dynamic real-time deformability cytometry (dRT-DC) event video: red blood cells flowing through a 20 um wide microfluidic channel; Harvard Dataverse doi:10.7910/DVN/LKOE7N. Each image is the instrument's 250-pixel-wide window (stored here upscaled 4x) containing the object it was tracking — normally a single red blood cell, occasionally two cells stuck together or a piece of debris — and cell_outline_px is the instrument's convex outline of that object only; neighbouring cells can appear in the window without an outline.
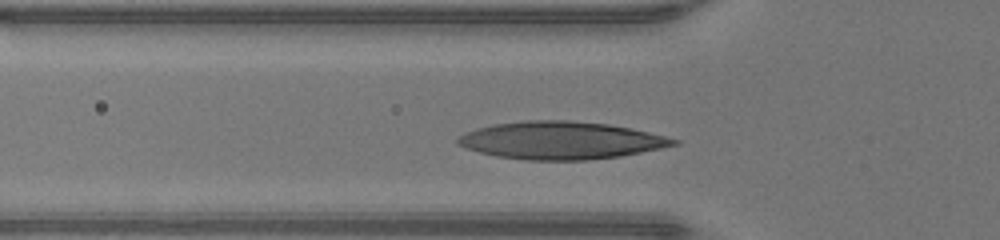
{"species": "human", "species_latin": "Homo sapiens", "temperature_condition": "warm", "stored_images_in_passage": 28, "camera_frame_rate_fps": 3000, "um_per_image_px": 0.085, "donor": {"sex": "male"}, "frame": {"image": 1, "passage_image": 6, "time_ms": 1.667, "image_size_px": [1000, 240], "cell_outline_px": [[680, 144], [620, 156], [588, 160], [528, 160], [496, 156], [480, 152], [456, 144], [456, 140], [464, 132], [476, 128], [492, 124], [528, 120], [568, 120], [608, 124], [632, 128], [680, 140]], "centroid_in_image_um": [47.66, 11.93], "position_along_channel_um": 78.1, "area_um2": 47.22}}
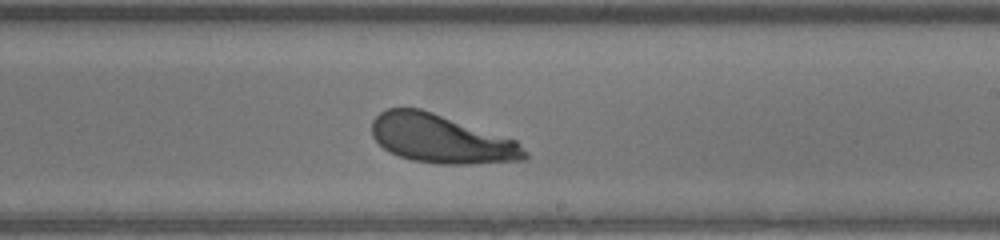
{"frame": {"image": 2, "passage_image": 18, "time_ms": 5.667, "image_size_px": [1000, 240], "cell_outline_px": [[528, 156], [524, 160], [468, 164], [440, 164], [412, 160], [400, 156], [384, 148], [372, 136], [372, 120], [380, 112], [388, 108], [420, 108], [516, 140], [528, 152]], "centroid_in_image_um": [37.51, 11.8], "position_along_channel_um": 251.5, "area_um2": 42.95}}
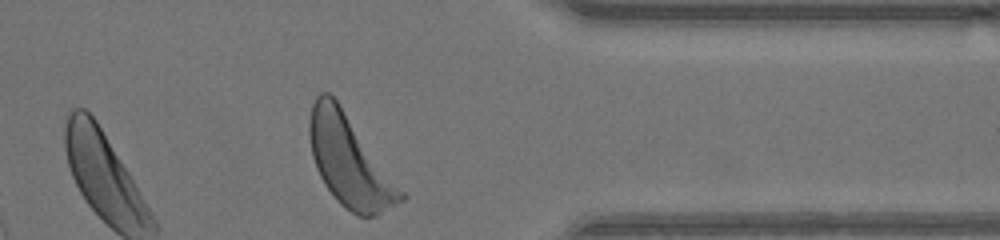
{"frame": {"image": 3, "passage_image": 28, "time_ms": 9.0, "image_size_px": [1000, 240], "cell_outline_px": [[408, 196], [404, 200], [376, 216], [356, 216], [340, 204], [336, 200], [324, 184], [316, 168], [312, 156], [308, 136], [308, 124], [312, 104], [316, 96], [320, 92], [328, 92], [336, 100]], "centroid_in_image_um": [29.7, 13.73], "position_along_channel_um": 381.7, "area_um2": 48.09}, "authors_computed_cell_mechanics": {"area_um2": 44.0147, "velocity_mm_per_s": 4.3009, "shape_relaxation_time_tau1_ms": 2.5823, "shape_relaxation_time_tau2_ms": null, "deformation_change_tau1": 0.1822, "deformation_change_tau2": null}}